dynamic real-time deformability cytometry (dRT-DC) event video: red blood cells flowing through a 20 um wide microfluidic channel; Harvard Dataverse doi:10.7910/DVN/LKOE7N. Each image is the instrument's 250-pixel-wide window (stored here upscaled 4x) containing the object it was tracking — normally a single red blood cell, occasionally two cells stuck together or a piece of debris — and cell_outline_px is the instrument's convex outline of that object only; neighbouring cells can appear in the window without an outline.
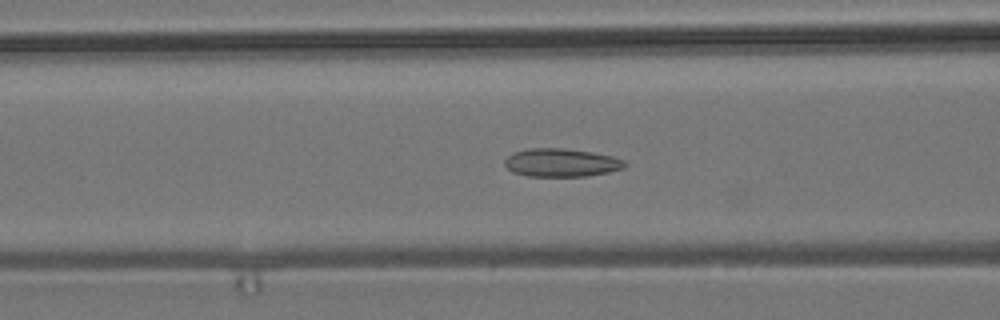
{"species": "common noctule bat (a hibernating species)", "species_latin": "Nyctalus noctula", "temperature_condition": "room temperature", "stored_images_in_passage": 39, "camera_frame_rate_fps": 3000, "um_per_image_px": 0.085, "animal": {"sex": "male", "body_mass_g": 19.2, "forearm_length_mm": 51.8}, "frame": {"image": 1, "passage_image": 5, "time_ms": 1.333, "image_size_px": [1000, 320], "cell_outline_px": [[628, 164], [624, 168], [608, 172], [588, 176], [528, 176], [512, 172], [504, 164], [504, 160], [512, 152], [528, 148], [560, 148], [592, 152], [612, 156], [624, 160]], "centroid_in_image_um": [47.7, 13.82], "position_along_channel_um": 118.9, "area_um2": 19.83}}
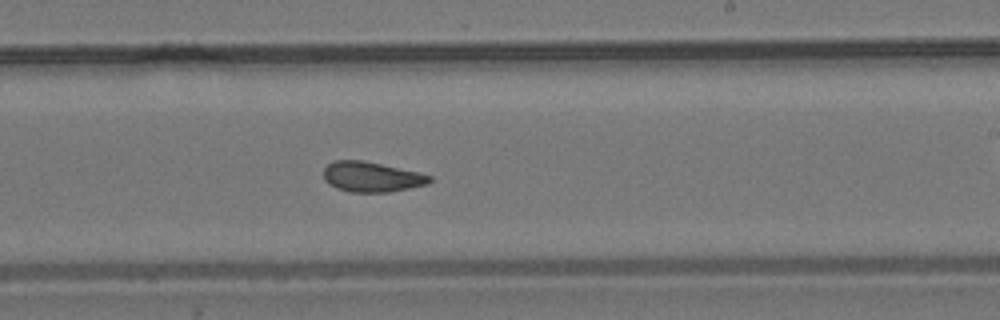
{"frame": {"image": 2, "passage_image": 16, "time_ms": 5.0, "image_size_px": [1000, 320], "cell_outline_px": [[432, 180], [428, 184], [388, 192], [352, 192], [336, 188], [328, 184], [324, 180], [324, 168], [332, 160], [360, 160], [420, 172], [432, 176]], "centroid_in_image_um": [31.57, 15.03], "position_along_channel_um": 257.4, "area_um2": 18.61}}
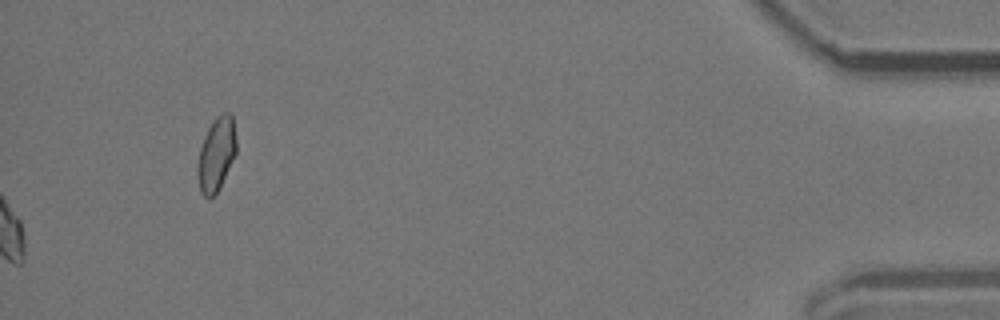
{"frame": {"image": 3, "passage_image": 39, "time_ms": 12.667, "image_size_px": [1000, 320], "cell_outline_px": [[236, 152], [220, 188], [212, 196], [204, 196], [200, 192], [196, 176], [196, 168], [200, 148], [204, 136], [208, 128], [216, 116], [224, 112], [232, 112], [236, 136]], "centroid_in_image_um": [18.38, 13.09], "position_along_channel_um": 416.8, "area_um2": 16.82}, "authors_computed_cell_mechanics": {"area_um2": 18.785, "velocity_mm_per_s": 3.7827, "shape_relaxation_time_tau1_ms": 6.5409, "shape_relaxation_time_tau2_ms": 2.3879, "deformation_change_tau1": 0.1482, "deformation_change_tau2": 0.068}}